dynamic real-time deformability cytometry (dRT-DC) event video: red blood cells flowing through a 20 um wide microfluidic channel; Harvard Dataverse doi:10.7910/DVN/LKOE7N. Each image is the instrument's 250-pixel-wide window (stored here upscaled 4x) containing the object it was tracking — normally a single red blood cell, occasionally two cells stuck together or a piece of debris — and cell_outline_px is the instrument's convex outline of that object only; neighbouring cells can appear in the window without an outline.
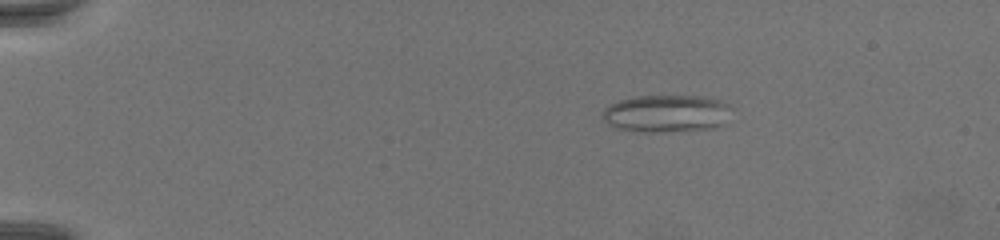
{"species": "common noctule bat (a hibernating species)", "species_latin": "Nyctalus noctula", "temperature_condition": "warm", "stored_images_in_passage": 71, "camera_frame_rate_fps": 3000, "um_per_image_px": 0.085, "animal": {"sex": "female", "body_mass_g": 19.5, "forearm_length_mm": 54.1}, "frame": {"image": 1, "passage_image": 14, "time_ms": 4.333, "image_size_px": [1000, 240], "cell_outline_px": [[736, 108], [724, 124], [712, 128], [656, 132], [636, 132], [616, 128], [608, 124], [600, 116], [604, 108], [620, 100], [636, 96], [700, 96], [720, 100]], "centroid_in_image_um": [56.68, 9.65], "position_along_channel_um": 28.3, "area_um2": 28.5}}
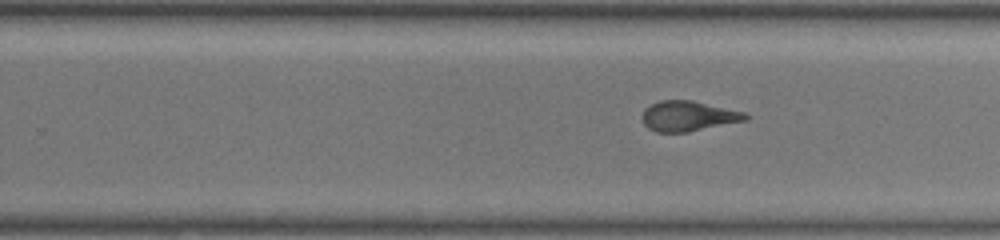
{"frame": {"image": 2, "passage_image": 47, "time_ms": 15.333, "image_size_px": [1000, 240], "cell_outline_px": [[748, 120], [688, 132], [656, 132], [648, 128], [644, 124], [640, 116], [644, 108], [660, 100], [692, 100], [744, 112], [748, 116]], "centroid_in_image_um": [58.46, 9.87], "position_along_channel_um": 271.3, "area_um2": 18.26}}
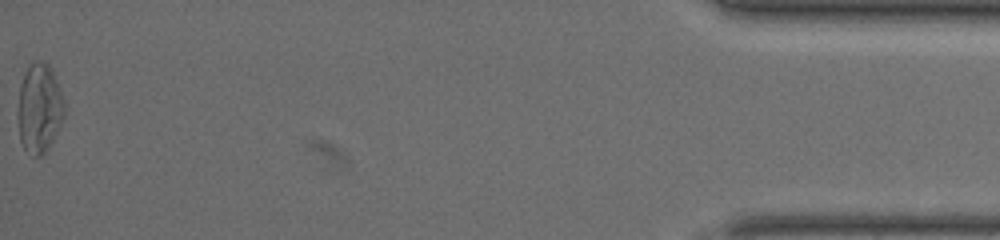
{"frame": {"image": 3, "passage_image": 71, "time_ms": 23.333, "image_size_px": [1000, 240], "cell_outline_px": [[64, 116], [48, 148], [40, 156], [36, 156], [24, 148], [20, 140], [16, 112], [20, 84], [24, 72], [28, 64], [36, 60], [44, 60], [52, 68], [64, 100]], "centroid_in_image_um": [3.31, 9.13], "position_along_channel_um": 431.9, "area_um2": 24.45}}